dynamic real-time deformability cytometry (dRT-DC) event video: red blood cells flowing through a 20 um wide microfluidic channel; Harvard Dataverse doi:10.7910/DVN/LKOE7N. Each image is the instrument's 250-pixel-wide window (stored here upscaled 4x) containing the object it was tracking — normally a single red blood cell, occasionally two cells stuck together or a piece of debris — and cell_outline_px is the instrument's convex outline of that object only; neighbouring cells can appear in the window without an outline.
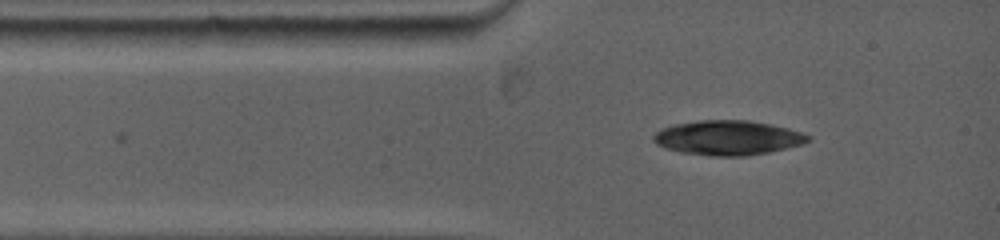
{"species": "common noctule bat (a hibernating species)", "species_latin": "Nyctalus noctula", "temperature_condition": "warm", "stored_images_in_passage": 2, "camera_frame_rate_fps": 5000, "um_per_image_px": 0.085, "animal": {"sex": "female", "body_mass_g": 19.0, "forearm_length_mm": 53.3}, "frame": {"image": 1, "passage_image": 2, "time_ms": 0.4, "image_size_px": [1000, 240], "cell_outline_px": [[812, 136], [804, 144], [768, 152], [744, 156], [708, 156], [680, 152], [664, 148], [656, 144], [652, 140], [652, 136], [660, 128], [672, 124], [700, 120], [748, 120], [772, 124], [788, 128]], "centroid_in_image_um": [61.82, 11.71], "position_along_channel_um": 23.2, "area_um2": 31.44}}